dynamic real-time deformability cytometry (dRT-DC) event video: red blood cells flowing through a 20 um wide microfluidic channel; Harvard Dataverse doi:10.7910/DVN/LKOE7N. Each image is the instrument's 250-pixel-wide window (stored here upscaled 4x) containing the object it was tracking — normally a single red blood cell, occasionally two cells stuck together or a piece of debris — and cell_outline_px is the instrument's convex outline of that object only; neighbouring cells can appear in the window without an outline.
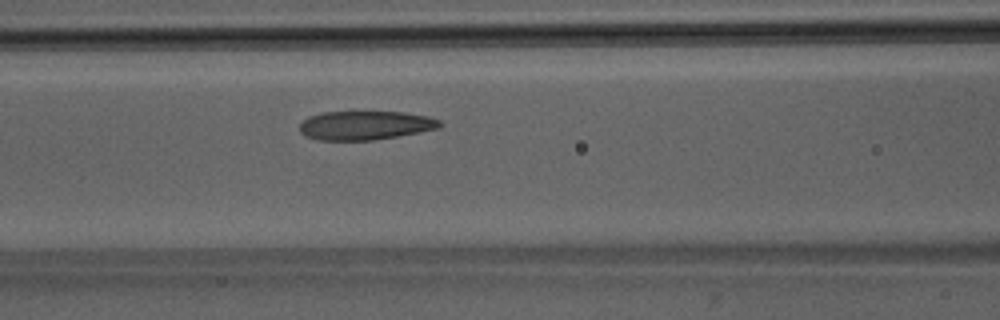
{"species": "Egyptian fruit bat (a non-hibernating species)", "species_latin": "Rousettus aegyptiacus", "temperature_condition": "room temperature", "stored_images_in_passage": 37, "camera_frame_rate_fps": 3000, "um_per_image_px": 0.085, "animal": {"sex": "male"}, "frame": {"image": 1, "passage_image": 14, "time_ms": 4.333, "image_size_px": [1000, 320], "cell_outline_px": [[444, 124], [440, 128], [420, 132], [372, 140], [316, 140], [304, 136], [300, 132], [300, 124], [308, 116], [324, 112], [404, 112], [428, 116], [440, 120]], "centroid_in_image_um": [31.05, 10.65], "position_along_channel_um": 135.5, "area_um2": 23.7}}
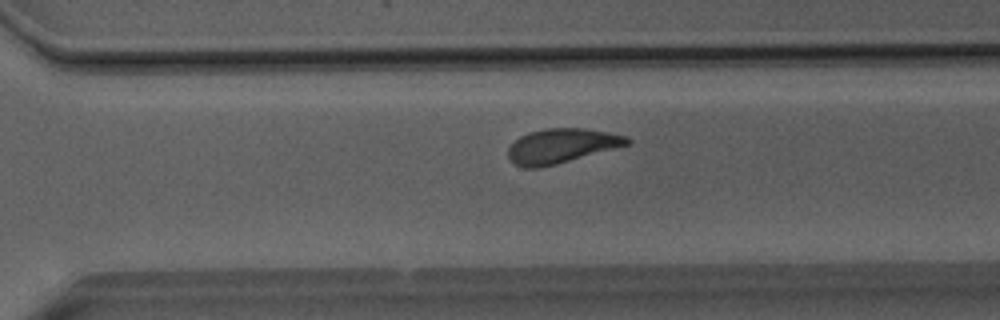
{"frame": {"image": 2, "passage_image": 28, "time_ms": 9.0, "image_size_px": [1000, 320], "cell_outline_px": [[632, 144], [556, 164], [540, 168], [524, 168], [516, 164], [508, 156], [508, 148], [520, 136], [528, 132], [544, 128], [584, 128], [608, 132], [628, 136], [632, 140]], "centroid_in_image_um": [47.77, 12.39], "position_along_channel_um": 322.8, "area_um2": 24.04}}
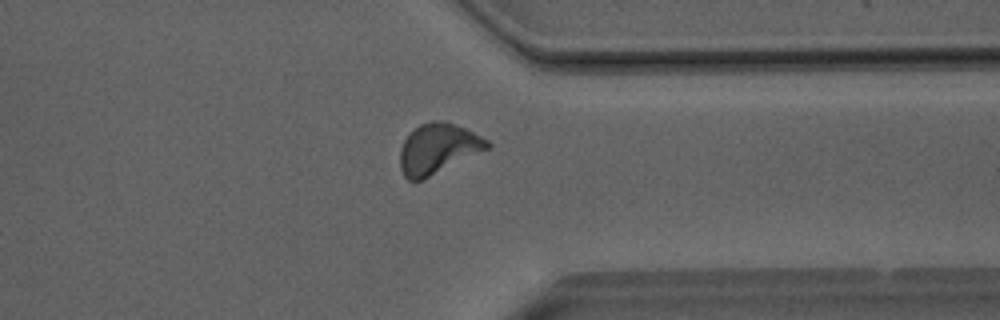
{"frame": {"image": 3, "passage_image": 32, "time_ms": 10.333, "image_size_px": [1000, 320], "cell_outline_px": [[492, 144], [488, 148], [420, 180], [408, 180], [404, 176], [400, 168], [400, 148], [404, 140], [420, 124], [432, 120], [444, 120], [464, 128], [488, 140]], "centroid_in_image_um": [37.19, 12.61], "position_along_channel_um": 374.2, "area_um2": 24.85}}